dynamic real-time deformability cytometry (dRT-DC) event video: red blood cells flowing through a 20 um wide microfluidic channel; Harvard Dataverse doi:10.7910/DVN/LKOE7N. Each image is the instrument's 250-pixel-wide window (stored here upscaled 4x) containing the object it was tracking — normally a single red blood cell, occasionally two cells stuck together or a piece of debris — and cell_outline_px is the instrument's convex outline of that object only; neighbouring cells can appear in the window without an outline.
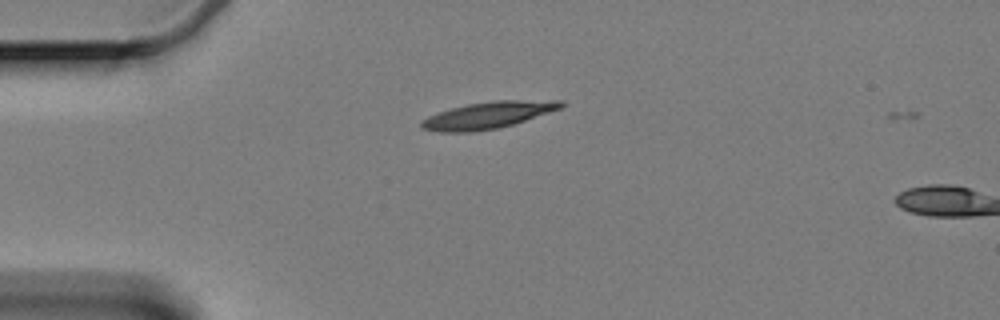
{"species": "Egyptian fruit bat (a non-hibernating species)", "species_latin": "Rousettus aegyptiacus", "temperature_condition": "cold", "stored_images_in_passage": 2, "camera_frame_rate_fps": 3000, "um_per_image_px": 0.085, "animal": {"sex": "female"}, "frame": {"image": 1, "passage_image": 1, "time_ms": 0.0, "image_size_px": [1000, 320], "cell_outline_px": [[564, 104], [560, 108], [512, 124], [496, 128], [468, 132], [440, 132], [420, 128], [420, 120], [428, 116], [452, 108], [468, 104], [492, 100], [564, 100]], "centroid_in_image_um": [41.44, 9.78], "position_along_channel_um": 43.6, "area_um2": 21.44}}